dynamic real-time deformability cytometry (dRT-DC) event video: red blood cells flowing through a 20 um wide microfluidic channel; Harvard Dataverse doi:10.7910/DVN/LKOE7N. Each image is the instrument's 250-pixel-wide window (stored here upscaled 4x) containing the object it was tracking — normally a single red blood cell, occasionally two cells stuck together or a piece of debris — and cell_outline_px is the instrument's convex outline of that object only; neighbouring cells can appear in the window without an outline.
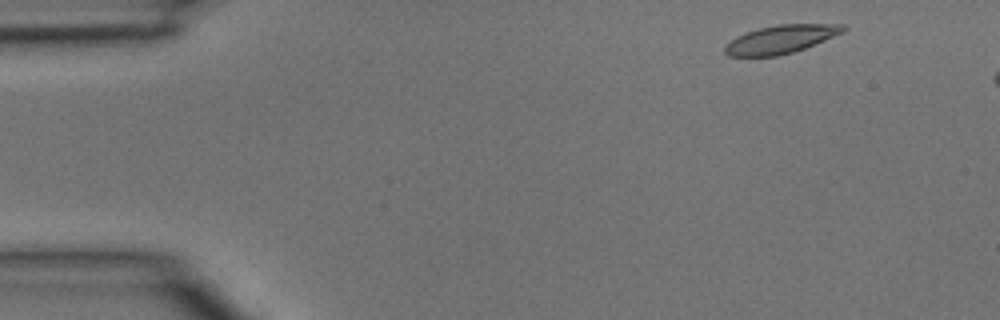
{"species": "common noctule bat (a hibernating species)", "species_latin": "Nyctalus noctula", "temperature_condition": "room temperature", "stored_images_in_passage": 4, "camera_frame_rate_fps": 3000, "um_per_image_px": 0.085, "animal": {"sex": "male", "body_mass_g": 15.6}, "frame": {"image": 1, "passage_image": 1, "time_ms": 0.0, "image_size_px": [1000, 320], "cell_outline_px": [[848, 28], [844, 32], [804, 48], [792, 52], [776, 56], [728, 56], [724, 52], [724, 44], [736, 36], [760, 28], [776, 24], [844, 24]], "centroid_in_image_um": [66.35, 3.33], "position_along_channel_um": 18.6, "area_um2": 19.42}}
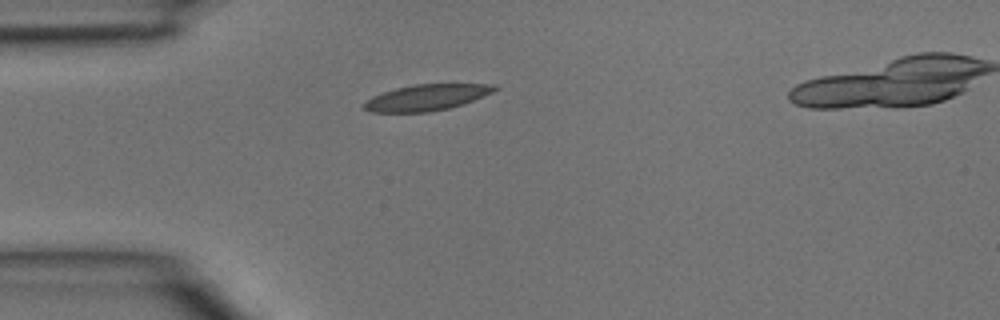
{"frame": {"image": 2, "passage_image": 3, "time_ms": 0.667, "image_size_px": [1000, 320], "cell_outline_px": [[500, 88], [492, 92], [472, 100], [448, 108], [428, 112], [372, 112], [364, 108], [364, 100], [372, 96], [396, 88], [412, 84], [496, 84]], "centroid_in_image_um": [36.24, 8.27], "position_along_channel_um": 48.8, "area_um2": 19.65}}